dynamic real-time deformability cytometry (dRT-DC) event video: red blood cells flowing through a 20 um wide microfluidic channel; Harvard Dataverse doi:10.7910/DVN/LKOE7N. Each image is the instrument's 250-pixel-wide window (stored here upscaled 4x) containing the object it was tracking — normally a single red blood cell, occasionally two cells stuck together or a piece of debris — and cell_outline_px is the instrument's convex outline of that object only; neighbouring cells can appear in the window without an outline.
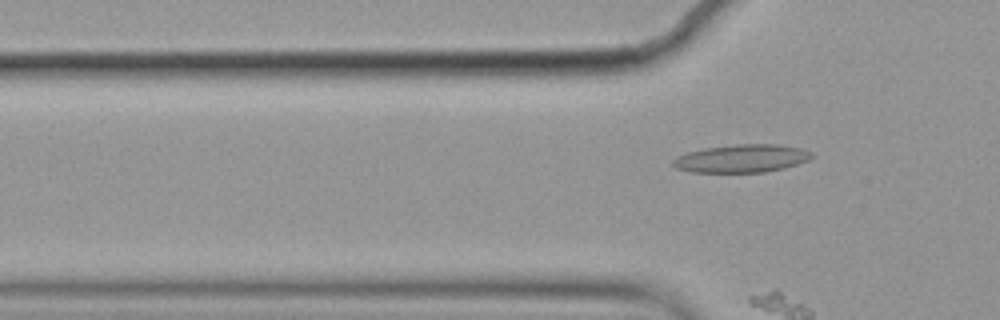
{"species": "common noctule bat (a hibernating species)", "species_latin": "Nyctalus noctula", "temperature_condition": "cold", "stored_images_in_passage": 6, "camera_frame_rate_fps": 3000, "um_per_image_px": 0.085, "animal": {"sex": "female", "body_mass_g": 19.9}, "frame": {"image": 1, "passage_image": 6, "time_ms": 1.667, "image_size_px": [1000, 320], "cell_outline_px": [[812, 156], [808, 160], [784, 168], [764, 172], [692, 172], [676, 168], [672, 164], [672, 160], [676, 156], [688, 152], [704, 148], [736, 144], [780, 144], [800, 148], [812, 152]], "centroid_in_image_um": [63.02, 13.46], "position_along_channel_um": 62.8, "area_um2": 22.6}}